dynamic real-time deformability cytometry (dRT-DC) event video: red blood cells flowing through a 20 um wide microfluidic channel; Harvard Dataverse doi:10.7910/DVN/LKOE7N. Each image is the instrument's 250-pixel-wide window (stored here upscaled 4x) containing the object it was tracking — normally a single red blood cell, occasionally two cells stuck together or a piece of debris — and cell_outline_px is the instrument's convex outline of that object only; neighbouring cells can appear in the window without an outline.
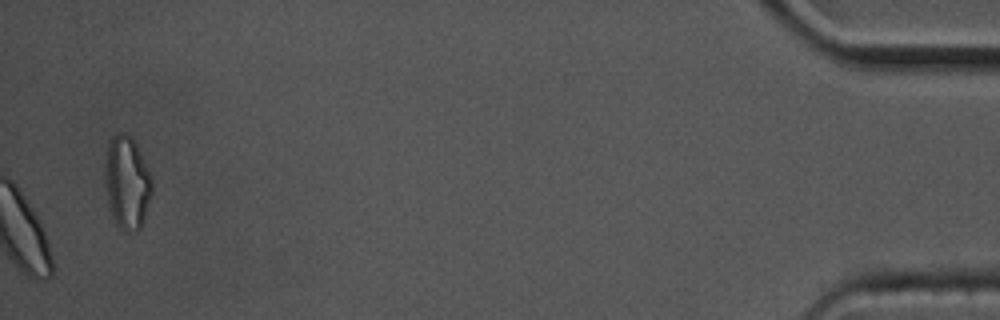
{"species": "common noctule bat (a hibernating species)", "species_latin": "Nyctalus noctula", "temperature_condition": "cold", "stored_images_in_passage": 55, "camera_frame_rate_fps": 3000, "um_per_image_px": 0.085, "animal": {"sex": "male", "body_mass_g": 17.5, "forearm_length_mm": 52.3}, "frame": {"image": 1, "passage_image": 55, "time_ms": 18.0, "image_size_px": [1000, 320], "cell_outline_px": [[152, 196], [140, 228], [136, 232], [124, 232], [116, 224], [108, 200], [104, 172], [104, 164], [108, 140], [116, 132], [124, 132], [136, 144], [152, 176]], "centroid_in_image_um": [10.8, 15.5], "position_along_channel_um": 424.4, "area_um2": 25.61}, "authors_computed_cell_mechanics": {"area_um2": 20.4034, "velocity_mm_per_s": 3.4699, "shape_relaxation_time_tau1_ms": 2.1206, "shape_relaxation_time_tau2_ms": null, "deformation_change_tau1": 0.0577, "deformation_change_tau2": null}}